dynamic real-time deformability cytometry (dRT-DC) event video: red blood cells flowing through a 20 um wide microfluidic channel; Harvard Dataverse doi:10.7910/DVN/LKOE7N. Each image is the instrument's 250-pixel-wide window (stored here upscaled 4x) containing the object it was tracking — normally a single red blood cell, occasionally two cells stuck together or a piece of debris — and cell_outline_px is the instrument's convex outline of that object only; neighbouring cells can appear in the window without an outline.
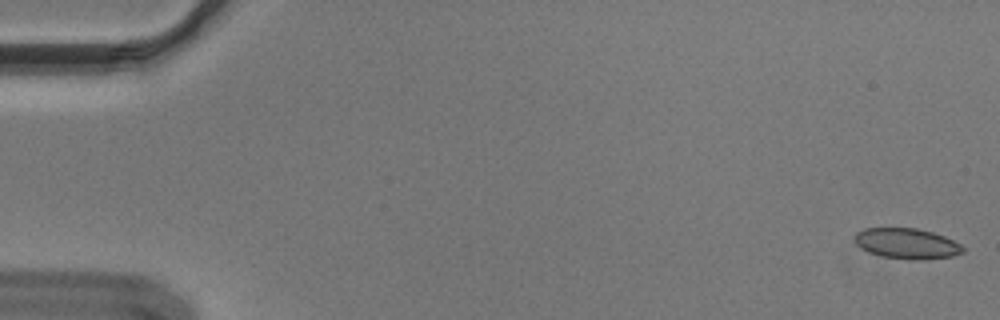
{"species": "Egyptian fruit bat (a non-hibernating species)", "species_latin": "Rousettus aegyptiacus", "temperature_condition": "cold", "stored_images_in_passage": 55, "segment_of_instrument_passage": [1, 2], "camera_frame_rate_fps": 3000, "um_per_image_px": 0.085, "animal": {"sex": "male"}, "frame": {"image": 1, "passage_image": 1, "time_ms": 0.0, "image_size_px": [1000, 320], "cell_outline_px": [[964, 252], [952, 256], [920, 260], [908, 260], [880, 256], [868, 252], [860, 248], [856, 244], [852, 236], [856, 232], [864, 228], [916, 228], [932, 232], [944, 236], [960, 244], [964, 248]], "centroid_in_image_um": [77.03, 20.7], "position_along_channel_um": 8.0, "area_um2": 19.48}}
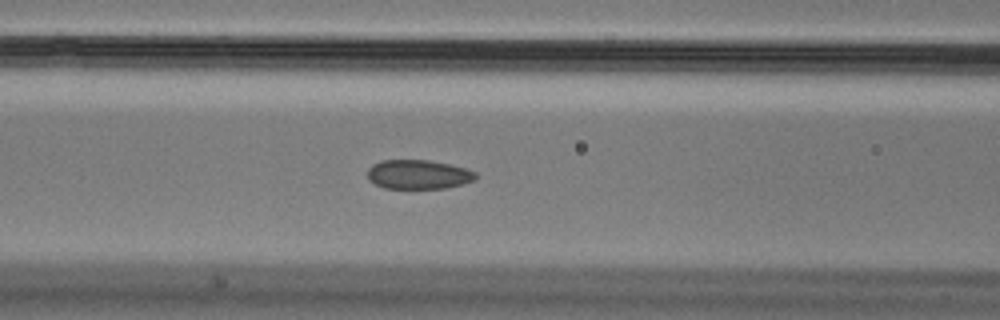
{"frame": {"image": 2, "passage_image": 23, "time_ms": 7.333, "image_size_px": [1000, 320], "cell_outline_px": [[476, 180], [464, 184], [444, 188], [384, 188], [368, 180], [368, 168], [372, 164], [384, 160], [428, 160], [448, 164], [464, 168], [476, 172]], "centroid_in_image_um": [35.56, 14.83], "position_along_channel_um": 131.0, "area_um2": 18.38}}
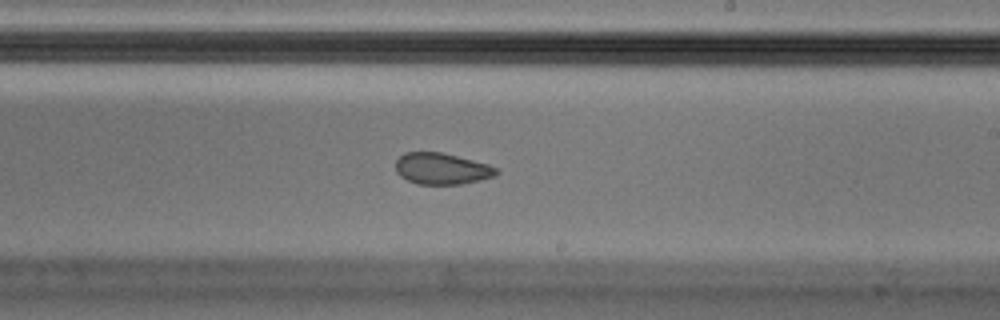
{"frame": {"image": 3, "passage_image": 33, "time_ms": 10.667, "image_size_px": [1000, 320], "cell_outline_px": [[500, 172], [496, 176], [480, 180], [460, 184], [416, 184], [400, 176], [396, 172], [396, 160], [404, 152], [440, 152], [488, 164], [496, 168]], "centroid_in_image_um": [37.54, 14.34], "position_along_channel_um": 251.5, "area_um2": 18.38}}